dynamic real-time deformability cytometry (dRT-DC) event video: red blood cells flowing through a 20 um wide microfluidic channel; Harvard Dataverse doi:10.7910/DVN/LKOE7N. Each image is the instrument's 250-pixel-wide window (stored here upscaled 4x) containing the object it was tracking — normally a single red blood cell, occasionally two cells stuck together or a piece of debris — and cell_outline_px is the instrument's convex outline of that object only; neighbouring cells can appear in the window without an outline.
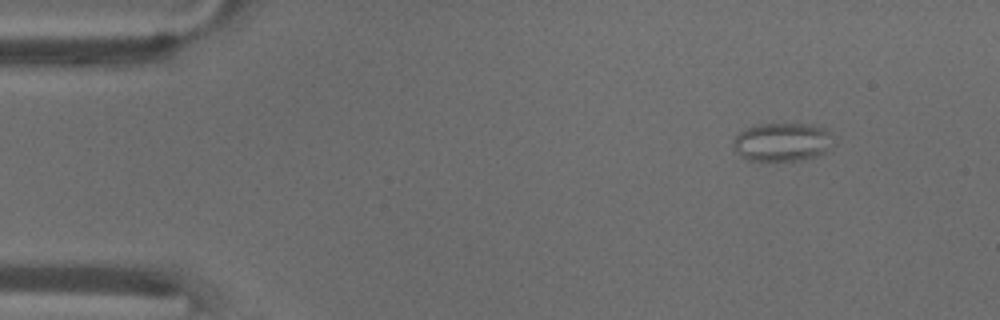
{"species": "common noctule bat (a hibernating species)", "species_latin": "Nyctalus noctula", "temperature_condition": "warm", "stored_images_in_passage": 55, "camera_frame_rate_fps": 3000, "um_per_image_px": 0.085, "animal": {"sex": "male", "body_mass_g": 18.8}, "frame": {"image": 1, "passage_image": 7, "time_ms": 2.0, "image_size_px": [1000, 320], "cell_outline_px": [[836, 144], [832, 152], [820, 156], [800, 160], [748, 160], [740, 156], [732, 148], [732, 140], [740, 132], [756, 124], [820, 124], [828, 132]], "centroid_in_image_um": [66.57, 12.08], "position_along_channel_um": 18.4, "area_um2": 23.12}}
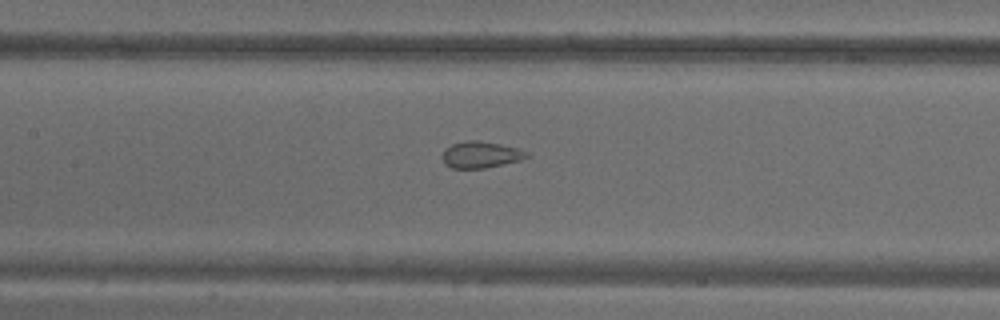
{"frame": {"image": 2, "passage_image": 26, "time_ms": 8.333, "image_size_px": [1000, 320], "cell_outline_px": [[532, 156], [520, 160], [484, 168], [452, 168], [444, 164], [440, 156], [444, 148], [452, 144], [468, 140], [476, 140], [500, 144], [520, 148], [528, 152]], "centroid_in_image_um": [40.85, 13.14], "position_along_channel_um": 166.6, "area_um2": 13.24}}
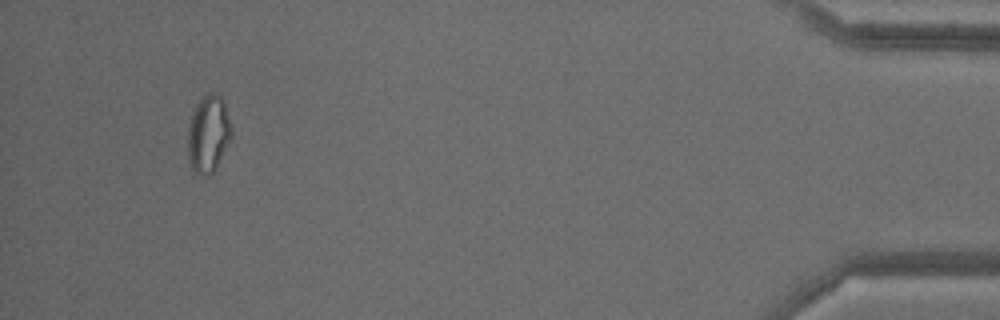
{"frame": {"image": 3, "passage_image": 52, "time_ms": 17.0, "image_size_px": [1000, 320], "cell_outline_px": [[232, 140], [216, 172], [208, 176], [200, 176], [192, 168], [188, 156], [188, 128], [196, 104], [208, 92], [212, 92], [220, 96], [224, 100], [232, 128]], "centroid_in_image_um": [17.76, 11.44], "position_along_channel_um": 417.4, "area_um2": 20.17}, "authors_computed_cell_mechanics": {"area_um2": 18.207, "velocity_mm_per_s": 3.706, "shape_relaxation_time_tau1_ms": null, "shape_relaxation_time_tau2_ms": 0.7941, "deformation_change_tau1": null, "deformation_change_tau2": 0.0756}}